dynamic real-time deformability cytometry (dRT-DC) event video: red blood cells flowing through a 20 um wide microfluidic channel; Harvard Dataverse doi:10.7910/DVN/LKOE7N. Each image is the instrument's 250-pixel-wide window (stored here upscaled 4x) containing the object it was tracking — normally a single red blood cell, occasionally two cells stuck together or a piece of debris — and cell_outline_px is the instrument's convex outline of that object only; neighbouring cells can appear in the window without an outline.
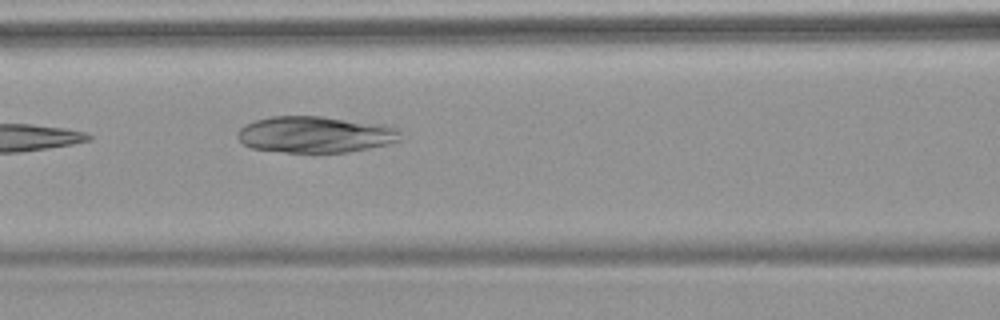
{"species": "common noctule bat (a hibernating species)", "species_latin": "Nyctalus noctula", "temperature_condition": "warm", "stored_images_in_passage": 7, "camera_frame_rate_fps": 3000, "um_per_image_px": 0.085, "animal": {"sex": "female", "body_mass_g": 18.4}, "frame": {"image": 1, "passage_image": 6, "time_ms": 6.0, "image_size_px": [1000, 320], "cell_outline_px": [[400, 140], [388, 144], [348, 152], [284, 152], [252, 148], [244, 144], [236, 136], [240, 128], [244, 124], [256, 120], [272, 116], [320, 116], [388, 124], [400, 128]], "centroid_in_image_um": [26.84, 11.42], "position_along_channel_um": 139.8, "area_um2": 34.8}}